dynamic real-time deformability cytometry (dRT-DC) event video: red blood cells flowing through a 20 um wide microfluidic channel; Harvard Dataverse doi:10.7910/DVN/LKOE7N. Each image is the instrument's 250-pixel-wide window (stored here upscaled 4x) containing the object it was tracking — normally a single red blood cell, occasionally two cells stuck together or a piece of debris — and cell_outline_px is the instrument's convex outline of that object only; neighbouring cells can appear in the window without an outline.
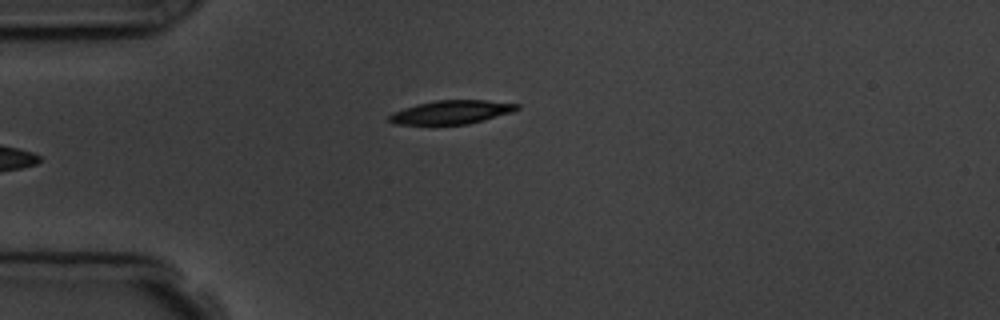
{"species": "common noctule bat (a hibernating species)", "species_latin": "Nyctalus noctula", "temperature_condition": "room temperature", "stored_images_in_passage": 5, "camera_frame_rate_fps": 3000, "um_per_image_px": 0.085, "animal": {"sex": "male", "body_mass_g": 19.5, "forearm_length_mm": 54.6}, "frame": {"image": 1, "passage_image": 5, "time_ms": 4.667, "image_size_px": [1000, 320], "cell_outline_px": [[520, 108], [512, 112], [484, 120], [468, 124], [396, 124], [388, 120], [388, 116], [392, 112], [416, 104], [436, 100], [484, 100], [520, 104]], "centroid_in_image_um": [38.37, 9.53], "position_along_channel_um": 46.6, "area_um2": 17.51}}